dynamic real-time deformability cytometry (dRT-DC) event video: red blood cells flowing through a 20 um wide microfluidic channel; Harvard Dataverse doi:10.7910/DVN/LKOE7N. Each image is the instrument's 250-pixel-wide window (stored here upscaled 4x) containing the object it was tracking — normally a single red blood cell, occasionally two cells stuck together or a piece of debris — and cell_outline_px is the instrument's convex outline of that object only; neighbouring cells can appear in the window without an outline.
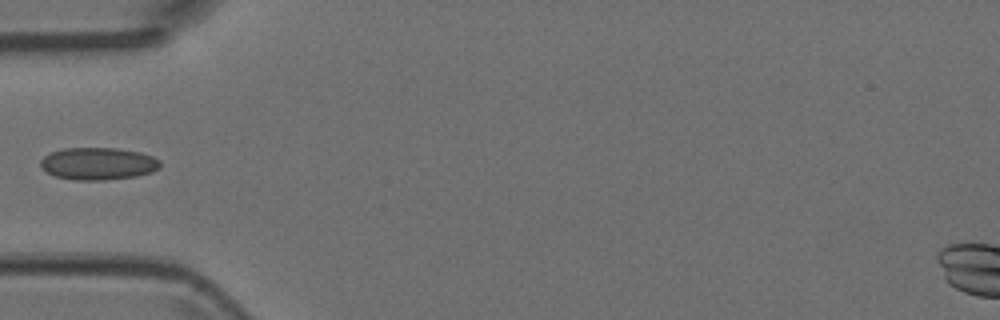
{"species": "Egyptian fruit bat (a non-hibernating species)", "species_latin": "Rousettus aegyptiacus", "temperature_condition": "room temperature", "stored_images_in_passage": 2, "camera_frame_rate_fps": 3000, "um_per_image_px": 0.085, "animal": {"sex": "female"}, "frame": {"image": 1, "passage_image": 1, "time_ms": 0.0, "image_size_px": [1000, 320], "cell_outline_px": [[160, 168], [152, 172], [136, 176], [104, 180], [72, 180], [56, 176], [48, 172], [40, 164], [40, 160], [44, 156], [52, 152], [64, 148], [116, 148], [140, 152], [152, 156], [160, 160]], "centroid_in_image_um": [8.36, 13.91], "position_along_channel_um": 76.6, "area_um2": 22.48}}
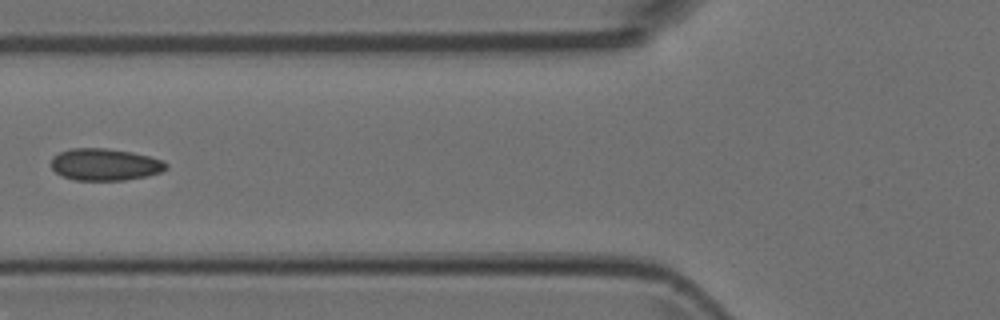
{"frame": {"image": 2, "passage_image": 2, "time_ms": 0.333, "image_size_px": [1000, 320], "cell_outline_px": [[168, 168], [160, 172], [148, 176], [124, 180], [76, 180], [64, 176], [56, 172], [52, 168], [52, 156], [60, 152], [72, 148], [108, 148], [132, 152], [164, 160], [168, 164]], "centroid_in_image_um": [8.95, 13.98], "position_along_channel_um": 116.8, "area_um2": 21.44}}